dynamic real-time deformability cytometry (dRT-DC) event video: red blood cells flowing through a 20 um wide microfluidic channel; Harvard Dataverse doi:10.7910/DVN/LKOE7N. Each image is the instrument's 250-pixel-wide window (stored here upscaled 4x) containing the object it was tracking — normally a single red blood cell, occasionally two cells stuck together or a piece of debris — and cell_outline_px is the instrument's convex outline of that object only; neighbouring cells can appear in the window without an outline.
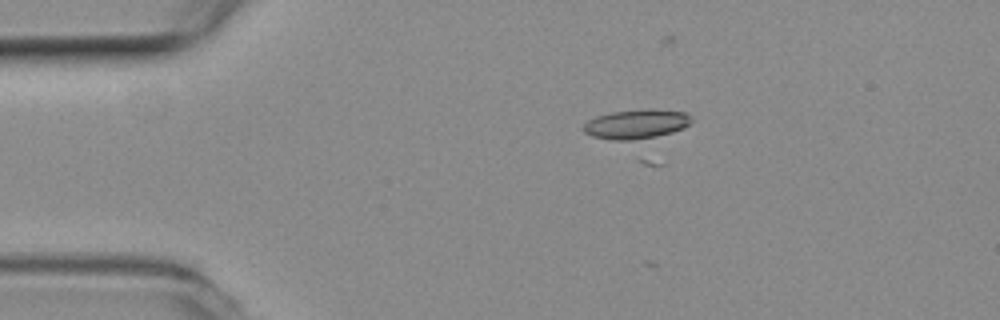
{"species": "common noctule bat (a hibernating species)", "species_latin": "Nyctalus noctula", "temperature_condition": "room temperature", "stored_images_in_passage": 4, "camera_frame_rate_fps": 3000, "um_per_image_px": 0.085, "animal": {"sex": "female", "body_mass_g": 19.3, "forearm_length_mm": 54.1}, "frame": {"image": 1, "passage_image": 3, "time_ms": 0.667, "image_size_px": [1000, 320], "cell_outline_px": [[692, 120], [684, 128], [672, 132], [656, 136], [632, 140], [616, 140], [592, 136], [584, 132], [584, 124], [588, 120], [596, 116], [612, 112], [644, 108], [684, 112]], "centroid_in_image_um": [54.06, 10.54], "position_along_channel_um": 30.9, "area_um2": 18.26}}